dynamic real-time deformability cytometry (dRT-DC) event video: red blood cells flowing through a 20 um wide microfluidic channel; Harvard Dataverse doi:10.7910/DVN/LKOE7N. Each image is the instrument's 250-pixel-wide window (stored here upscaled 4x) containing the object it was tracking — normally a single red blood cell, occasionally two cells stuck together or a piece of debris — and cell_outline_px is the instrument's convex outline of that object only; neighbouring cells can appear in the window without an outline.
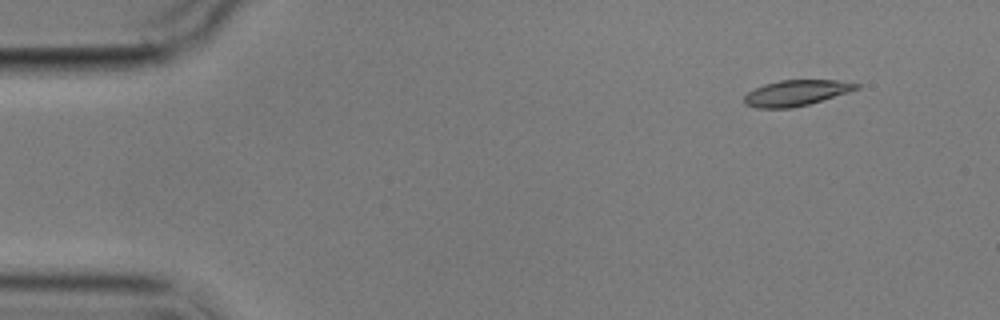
{"species": "common noctule bat (a hibernating species)", "species_latin": "Nyctalus noctula", "temperature_condition": "cold", "stored_images_in_passage": 6, "camera_frame_rate_fps": 3000, "um_per_image_px": 0.085, "animal": {"sex": "male", "body_mass_g": 17.9}, "frame": {"image": 1, "passage_image": 2, "time_ms": 1.333, "image_size_px": [1000, 320], "cell_outline_px": [[860, 88], [848, 92], [808, 104], [792, 108], [756, 108], [744, 104], [744, 96], [748, 92], [764, 84], [780, 80], [836, 80], [860, 84]], "centroid_in_image_um": [67.65, 7.9], "position_along_channel_um": 17.4, "area_um2": 16.7}}
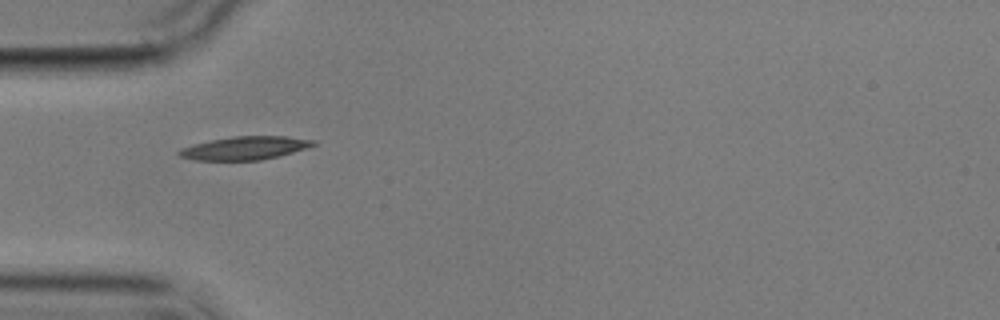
{"frame": {"image": 2, "passage_image": 5, "time_ms": 5.333, "image_size_px": [1000, 320], "cell_outline_px": [[316, 144], [292, 152], [260, 160], [196, 160], [180, 156], [176, 152], [180, 148], [192, 144], [232, 136], [288, 136], [316, 140]], "centroid_in_image_um": [20.78, 12.57], "position_along_channel_um": 64.2, "area_um2": 18.03}}
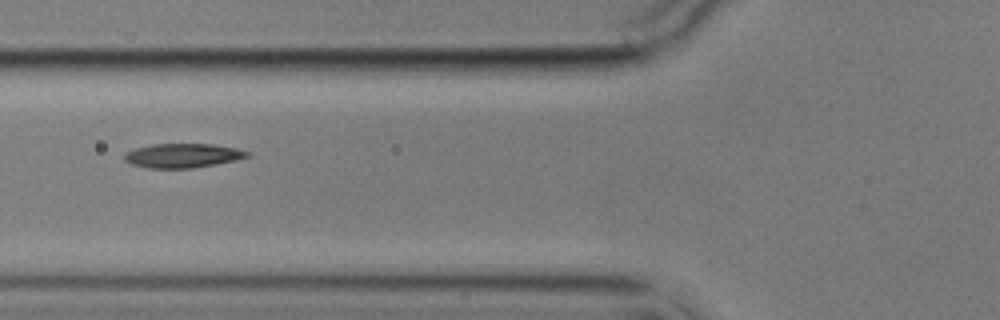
{"frame": {"image": 3, "passage_image": 6, "time_ms": 6.667, "image_size_px": [1000, 320], "cell_outline_px": [[252, 156], [216, 164], [192, 168], [148, 168], [132, 164], [124, 160], [124, 152], [136, 148], [152, 144], [212, 144], [236, 148], [252, 152]], "centroid_in_image_um": [15.55, 13.22], "position_along_channel_um": 110.3, "area_um2": 17.4}}